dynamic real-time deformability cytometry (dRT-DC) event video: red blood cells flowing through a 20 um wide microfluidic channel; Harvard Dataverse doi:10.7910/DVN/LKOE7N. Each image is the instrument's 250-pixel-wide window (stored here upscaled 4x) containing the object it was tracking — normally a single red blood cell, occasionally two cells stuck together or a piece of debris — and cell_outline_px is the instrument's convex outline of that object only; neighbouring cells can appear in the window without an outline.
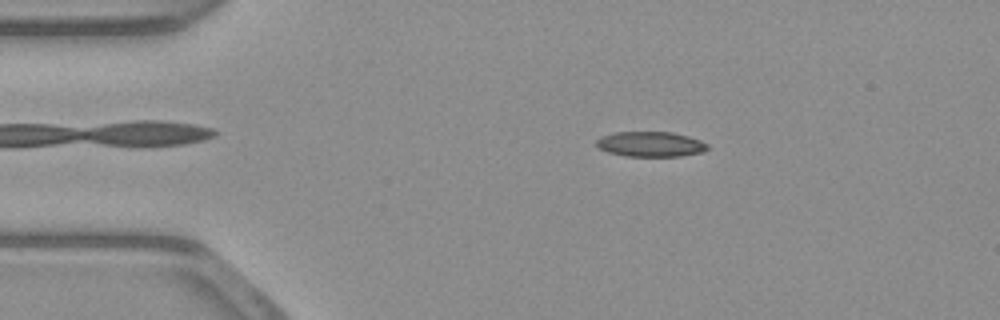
{"species": "common noctule bat (a hibernating species)", "species_latin": "Nyctalus noctula", "temperature_condition": "warm", "stored_images_in_passage": 52, "camera_frame_rate_fps": 3000, "um_per_image_px": 0.085, "animal": {"sex": "male", "body_mass_g": 23.1, "forearm_length_mm": 52.7}, "frame": {"image": 1, "passage_image": 9, "time_ms": 2.667, "image_size_px": [1000, 320], "cell_outline_px": [[708, 148], [704, 152], [680, 156], [624, 156], [608, 152], [600, 148], [596, 144], [596, 140], [600, 136], [612, 132], [672, 132], [688, 136], [700, 140], [708, 144]], "centroid_in_image_um": [55.29, 12.25], "position_along_channel_um": 29.7, "area_um2": 16.36}}
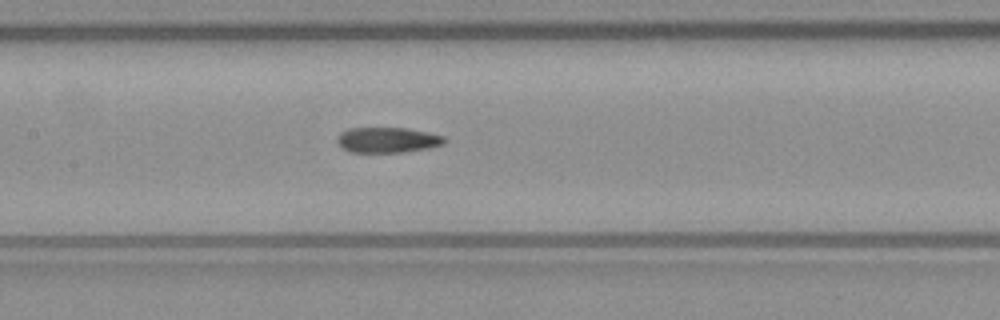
{"frame": {"image": 2, "passage_image": 24, "time_ms": 7.667, "image_size_px": [1000, 320], "cell_outline_px": [[448, 140], [444, 144], [428, 148], [404, 152], [352, 152], [344, 148], [336, 140], [340, 132], [348, 128], [408, 128], [428, 132], [444, 136]], "centroid_in_image_um": [32.98, 11.89], "position_along_channel_um": 174.4, "area_um2": 15.9}}
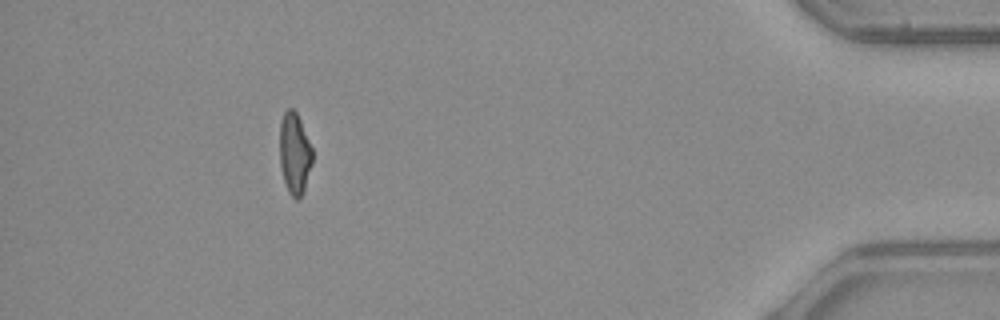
{"frame": {"image": 3, "passage_image": 47, "time_ms": 15.333, "image_size_px": [1000, 320], "cell_outline_px": [[312, 164], [304, 188], [300, 196], [296, 200], [288, 192], [284, 180], [280, 164], [280, 124], [284, 112], [288, 108], [292, 108], [296, 112], [300, 120], [312, 148]], "centroid_in_image_um": [25.03, 13.03], "position_along_channel_um": 410.2, "area_um2": 15.26}, "authors_computed_cell_mechanics": {"area_um2": 16.4441, "velocity_mm_per_s": 3.9069, "shape_relaxation_time_tau1_ms": null, "shape_relaxation_time_tau2_ms": 5.2302, "deformation_change_tau1": null, "deformation_change_tau2": 0.1237}}